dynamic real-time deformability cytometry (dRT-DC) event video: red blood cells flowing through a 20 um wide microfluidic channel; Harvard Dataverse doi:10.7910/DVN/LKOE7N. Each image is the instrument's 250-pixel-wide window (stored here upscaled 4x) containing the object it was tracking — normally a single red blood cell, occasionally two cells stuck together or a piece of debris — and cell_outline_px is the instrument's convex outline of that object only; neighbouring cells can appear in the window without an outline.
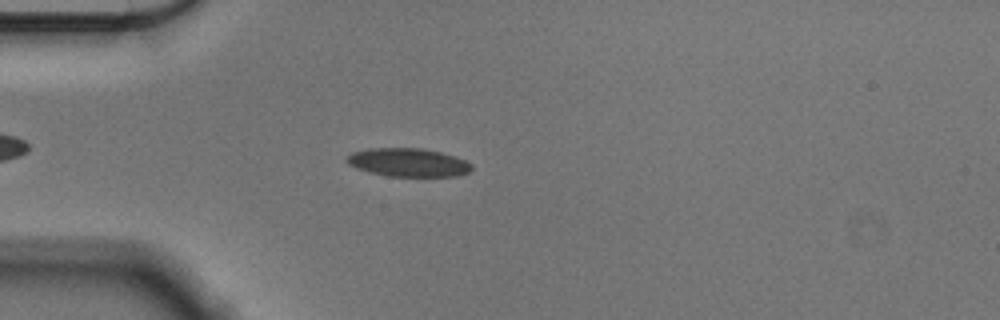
{"species": "Egyptian fruit bat (a non-hibernating species)", "species_latin": "Rousettus aegyptiacus", "temperature_condition": "cold", "stored_images_in_passage": 46, "camera_frame_rate_fps": 3000, "um_per_image_px": 0.085, "animal": {"sex": "male"}, "frame": {"image": 1, "passage_image": 9, "time_ms": 2.667, "image_size_px": [1000, 320], "cell_outline_px": [[472, 168], [468, 172], [456, 176], [388, 176], [368, 172], [356, 168], [348, 164], [344, 160], [352, 152], [368, 148], [424, 148], [440, 152], [464, 160], [472, 164]], "centroid_in_image_um": [34.65, 13.8], "position_along_channel_um": 50.4, "area_um2": 20.63}}
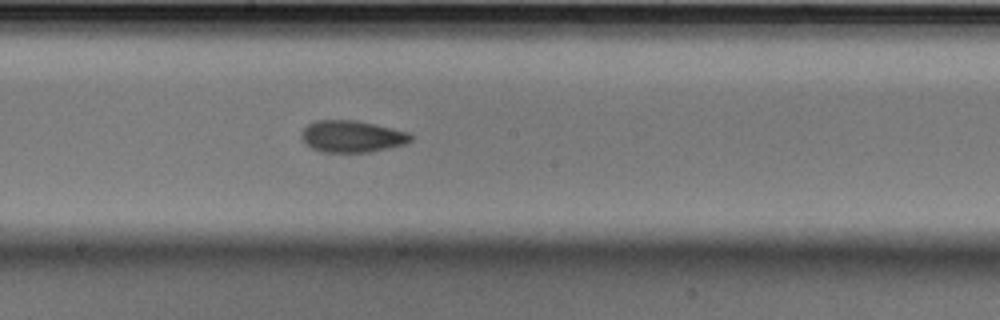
{"frame": {"image": 2, "passage_image": 24, "time_ms": 7.667, "image_size_px": [1000, 320], "cell_outline_px": [[412, 140], [404, 144], [388, 148], [368, 152], [320, 152], [312, 148], [300, 136], [300, 132], [308, 124], [316, 120], [356, 120], [392, 128], [408, 132], [412, 136]], "centroid_in_image_um": [29.9, 11.59], "position_along_channel_um": 218.3, "area_um2": 20.17}}
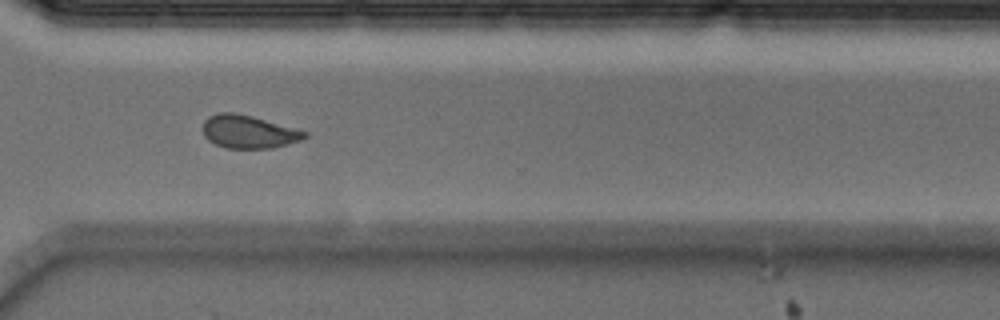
{"frame": {"image": 3, "passage_image": 35, "time_ms": 11.333, "image_size_px": [1000, 320], "cell_outline_px": [[308, 136], [304, 140], [272, 148], [228, 148], [216, 144], [208, 140], [204, 136], [204, 120], [208, 116], [220, 112], [236, 112], [252, 116], [308, 132]], "centroid_in_image_um": [21.15, 11.2], "position_along_channel_um": 349.5, "area_um2": 19.59}, "authors_computed_cell_mechanics": {"area_um2": 19.8543, "velocity_mm_per_s": 3.585, "shape_relaxation_time_tau1_ms": 4.6353, "shape_relaxation_time_tau2_ms": 2.8165, "deformation_change_tau1": 0.119, "deformation_change_tau2": 0.0621}}